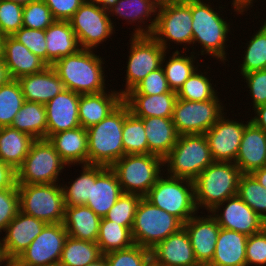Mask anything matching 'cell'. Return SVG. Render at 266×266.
<instances>
[{
	"label": "cell",
	"mask_w": 266,
	"mask_h": 266,
	"mask_svg": "<svg viewBox=\"0 0 266 266\" xmlns=\"http://www.w3.org/2000/svg\"><path fill=\"white\" fill-rule=\"evenodd\" d=\"M205 1L211 0H191L193 32V47L191 46L193 51L191 52L198 56L209 55L211 58H217L216 62L218 60L226 65L225 62L228 61L227 56H229L228 52L225 51L229 46L226 42H228L229 39L228 33L231 34L230 26L232 25L230 22L228 23L223 14L220 13H223L222 10L226 5L222 7L223 5L221 4V6L218 7L219 10L216 8L215 11V8L211 6L212 4L210 2L207 4ZM195 43L202 46H200V51L195 50Z\"/></svg>",
	"instance_id": "1"
},
{
	"label": "cell",
	"mask_w": 266,
	"mask_h": 266,
	"mask_svg": "<svg viewBox=\"0 0 266 266\" xmlns=\"http://www.w3.org/2000/svg\"><path fill=\"white\" fill-rule=\"evenodd\" d=\"M97 49H80L62 57L52 67L64 84L77 94H96L106 91L105 60L96 54Z\"/></svg>",
	"instance_id": "2"
},
{
	"label": "cell",
	"mask_w": 266,
	"mask_h": 266,
	"mask_svg": "<svg viewBox=\"0 0 266 266\" xmlns=\"http://www.w3.org/2000/svg\"><path fill=\"white\" fill-rule=\"evenodd\" d=\"M129 113V106L123 101L98 124L86 129L88 164L111 167L125 155L122 130Z\"/></svg>",
	"instance_id": "3"
},
{
	"label": "cell",
	"mask_w": 266,
	"mask_h": 266,
	"mask_svg": "<svg viewBox=\"0 0 266 266\" xmlns=\"http://www.w3.org/2000/svg\"><path fill=\"white\" fill-rule=\"evenodd\" d=\"M241 174L233 162L213 161L193 181L197 210L210 212L226 199L236 196Z\"/></svg>",
	"instance_id": "4"
},
{
	"label": "cell",
	"mask_w": 266,
	"mask_h": 266,
	"mask_svg": "<svg viewBox=\"0 0 266 266\" xmlns=\"http://www.w3.org/2000/svg\"><path fill=\"white\" fill-rule=\"evenodd\" d=\"M213 162L205 134L179 135L175 146L164 158L166 174L194 181Z\"/></svg>",
	"instance_id": "5"
},
{
	"label": "cell",
	"mask_w": 266,
	"mask_h": 266,
	"mask_svg": "<svg viewBox=\"0 0 266 266\" xmlns=\"http://www.w3.org/2000/svg\"><path fill=\"white\" fill-rule=\"evenodd\" d=\"M145 198L158 208L177 217L183 224L198 212L195 204L194 182L165 172Z\"/></svg>",
	"instance_id": "6"
},
{
	"label": "cell",
	"mask_w": 266,
	"mask_h": 266,
	"mask_svg": "<svg viewBox=\"0 0 266 266\" xmlns=\"http://www.w3.org/2000/svg\"><path fill=\"white\" fill-rule=\"evenodd\" d=\"M110 168L116 174L123 193L142 197L148 194L162 172H166L164 159L154 154L124 155Z\"/></svg>",
	"instance_id": "7"
},
{
	"label": "cell",
	"mask_w": 266,
	"mask_h": 266,
	"mask_svg": "<svg viewBox=\"0 0 266 266\" xmlns=\"http://www.w3.org/2000/svg\"><path fill=\"white\" fill-rule=\"evenodd\" d=\"M151 36L167 52L171 49L170 42L181 46L183 44L181 51L189 52L193 39L191 0H174L159 7Z\"/></svg>",
	"instance_id": "8"
},
{
	"label": "cell",
	"mask_w": 266,
	"mask_h": 266,
	"mask_svg": "<svg viewBox=\"0 0 266 266\" xmlns=\"http://www.w3.org/2000/svg\"><path fill=\"white\" fill-rule=\"evenodd\" d=\"M19 211L49 223H63L65 202L61 183L17 184Z\"/></svg>",
	"instance_id": "9"
},
{
	"label": "cell",
	"mask_w": 266,
	"mask_h": 266,
	"mask_svg": "<svg viewBox=\"0 0 266 266\" xmlns=\"http://www.w3.org/2000/svg\"><path fill=\"white\" fill-rule=\"evenodd\" d=\"M68 165L48 139H36L16 170L17 184L60 183V175Z\"/></svg>",
	"instance_id": "10"
},
{
	"label": "cell",
	"mask_w": 266,
	"mask_h": 266,
	"mask_svg": "<svg viewBox=\"0 0 266 266\" xmlns=\"http://www.w3.org/2000/svg\"><path fill=\"white\" fill-rule=\"evenodd\" d=\"M183 228V223L175 216L158 208L145 197L138 204L132 237L134 243L152 250L160 241Z\"/></svg>",
	"instance_id": "11"
},
{
	"label": "cell",
	"mask_w": 266,
	"mask_h": 266,
	"mask_svg": "<svg viewBox=\"0 0 266 266\" xmlns=\"http://www.w3.org/2000/svg\"><path fill=\"white\" fill-rule=\"evenodd\" d=\"M106 4L85 1L68 20L81 49L95 50L115 34L114 18ZM114 22V23H113ZM115 24V25H114Z\"/></svg>",
	"instance_id": "12"
},
{
	"label": "cell",
	"mask_w": 266,
	"mask_h": 266,
	"mask_svg": "<svg viewBox=\"0 0 266 266\" xmlns=\"http://www.w3.org/2000/svg\"><path fill=\"white\" fill-rule=\"evenodd\" d=\"M127 56L125 89H119L124 97L133 90L150 72L162 66L167 52L151 35L130 36Z\"/></svg>",
	"instance_id": "13"
},
{
	"label": "cell",
	"mask_w": 266,
	"mask_h": 266,
	"mask_svg": "<svg viewBox=\"0 0 266 266\" xmlns=\"http://www.w3.org/2000/svg\"><path fill=\"white\" fill-rule=\"evenodd\" d=\"M218 96L208 101L177 98L172 120L178 134H205L226 111V106Z\"/></svg>",
	"instance_id": "14"
},
{
	"label": "cell",
	"mask_w": 266,
	"mask_h": 266,
	"mask_svg": "<svg viewBox=\"0 0 266 266\" xmlns=\"http://www.w3.org/2000/svg\"><path fill=\"white\" fill-rule=\"evenodd\" d=\"M68 233L63 223L46 224L41 233L13 263V266L57 265Z\"/></svg>",
	"instance_id": "15"
},
{
	"label": "cell",
	"mask_w": 266,
	"mask_h": 266,
	"mask_svg": "<svg viewBox=\"0 0 266 266\" xmlns=\"http://www.w3.org/2000/svg\"><path fill=\"white\" fill-rule=\"evenodd\" d=\"M224 229L247 236L261 232L266 222L238 195L226 199L209 212Z\"/></svg>",
	"instance_id": "16"
},
{
	"label": "cell",
	"mask_w": 266,
	"mask_h": 266,
	"mask_svg": "<svg viewBox=\"0 0 266 266\" xmlns=\"http://www.w3.org/2000/svg\"><path fill=\"white\" fill-rule=\"evenodd\" d=\"M225 112L220 119L205 133L208 140L210 152L213 161L235 162L242 135L245 126L250 122V119L245 123L228 118ZM232 119V120H231Z\"/></svg>",
	"instance_id": "17"
},
{
	"label": "cell",
	"mask_w": 266,
	"mask_h": 266,
	"mask_svg": "<svg viewBox=\"0 0 266 266\" xmlns=\"http://www.w3.org/2000/svg\"><path fill=\"white\" fill-rule=\"evenodd\" d=\"M47 223L18 211L15 218L6 227L1 239L7 261L12 264L32 241L41 233Z\"/></svg>",
	"instance_id": "18"
},
{
	"label": "cell",
	"mask_w": 266,
	"mask_h": 266,
	"mask_svg": "<svg viewBox=\"0 0 266 266\" xmlns=\"http://www.w3.org/2000/svg\"><path fill=\"white\" fill-rule=\"evenodd\" d=\"M106 5L110 18L117 16L115 19L135 23L131 35H151L153 32L158 7L150 0H110Z\"/></svg>",
	"instance_id": "19"
},
{
	"label": "cell",
	"mask_w": 266,
	"mask_h": 266,
	"mask_svg": "<svg viewBox=\"0 0 266 266\" xmlns=\"http://www.w3.org/2000/svg\"><path fill=\"white\" fill-rule=\"evenodd\" d=\"M187 231L197 263H210L215 253L220 226L217 220L207 215H194L183 224Z\"/></svg>",
	"instance_id": "20"
},
{
	"label": "cell",
	"mask_w": 266,
	"mask_h": 266,
	"mask_svg": "<svg viewBox=\"0 0 266 266\" xmlns=\"http://www.w3.org/2000/svg\"><path fill=\"white\" fill-rule=\"evenodd\" d=\"M79 99L80 94L65 89L45 104L47 139L58 132L80 127Z\"/></svg>",
	"instance_id": "21"
},
{
	"label": "cell",
	"mask_w": 266,
	"mask_h": 266,
	"mask_svg": "<svg viewBox=\"0 0 266 266\" xmlns=\"http://www.w3.org/2000/svg\"><path fill=\"white\" fill-rule=\"evenodd\" d=\"M151 258L161 266H195L196 257L185 228L160 241L152 250Z\"/></svg>",
	"instance_id": "22"
},
{
	"label": "cell",
	"mask_w": 266,
	"mask_h": 266,
	"mask_svg": "<svg viewBox=\"0 0 266 266\" xmlns=\"http://www.w3.org/2000/svg\"><path fill=\"white\" fill-rule=\"evenodd\" d=\"M2 58L11 79L39 73L48 65L12 36H4Z\"/></svg>",
	"instance_id": "23"
},
{
	"label": "cell",
	"mask_w": 266,
	"mask_h": 266,
	"mask_svg": "<svg viewBox=\"0 0 266 266\" xmlns=\"http://www.w3.org/2000/svg\"><path fill=\"white\" fill-rule=\"evenodd\" d=\"M234 163L242 174H251L266 166V133L251 121L245 126Z\"/></svg>",
	"instance_id": "24"
},
{
	"label": "cell",
	"mask_w": 266,
	"mask_h": 266,
	"mask_svg": "<svg viewBox=\"0 0 266 266\" xmlns=\"http://www.w3.org/2000/svg\"><path fill=\"white\" fill-rule=\"evenodd\" d=\"M122 194L114 171L110 167L96 165V180L92 183L91 200H87L85 206L103 218Z\"/></svg>",
	"instance_id": "25"
},
{
	"label": "cell",
	"mask_w": 266,
	"mask_h": 266,
	"mask_svg": "<svg viewBox=\"0 0 266 266\" xmlns=\"http://www.w3.org/2000/svg\"><path fill=\"white\" fill-rule=\"evenodd\" d=\"M123 102V96L115 89L96 94H82L79 99V123L84 129L98 124Z\"/></svg>",
	"instance_id": "26"
},
{
	"label": "cell",
	"mask_w": 266,
	"mask_h": 266,
	"mask_svg": "<svg viewBox=\"0 0 266 266\" xmlns=\"http://www.w3.org/2000/svg\"><path fill=\"white\" fill-rule=\"evenodd\" d=\"M18 81L25 101L28 102L45 105L65 90L64 84L52 66H47L39 73L20 77Z\"/></svg>",
	"instance_id": "27"
},
{
	"label": "cell",
	"mask_w": 266,
	"mask_h": 266,
	"mask_svg": "<svg viewBox=\"0 0 266 266\" xmlns=\"http://www.w3.org/2000/svg\"><path fill=\"white\" fill-rule=\"evenodd\" d=\"M48 140L68 167L88 164L87 131L82 126L53 134Z\"/></svg>",
	"instance_id": "28"
},
{
	"label": "cell",
	"mask_w": 266,
	"mask_h": 266,
	"mask_svg": "<svg viewBox=\"0 0 266 266\" xmlns=\"http://www.w3.org/2000/svg\"><path fill=\"white\" fill-rule=\"evenodd\" d=\"M177 93L170 91L159 95L126 94L123 101L137 118H172Z\"/></svg>",
	"instance_id": "29"
},
{
	"label": "cell",
	"mask_w": 266,
	"mask_h": 266,
	"mask_svg": "<svg viewBox=\"0 0 266 266\" xmlns=\"http://www.w3.org/2000/svg\"><path fill=\"white\" fill-rule=\"evenodd\" d=\"M47 65L52 66L62 57L73 55L81 48L69 21L55 20L45 30Z\"/></svg>",
	"instance_id": "30"
},
{
	"label": "cell",
	"mask_w": 266,
	"mask_h": 266,
	"mask_svg": "<svg viewBox=\"0 0 266 266\" xmlns=\"http://www.w3.org/2000/svg\"><path fill=\"white\" fill-rule=\"evenodd\" d=\"M143 121L148 141V154L165 158L175 146L179 134L172 118L146 117Z\"/></svg>",
	"instance_id": "31"
},
{
	"label": "cell",
	"mask_w": 266,
	"mask_h": 266,
	"mask_svg": "<svg viewBox=\"0 0 266 266\" xmlns=\"http://www.w3.org/2000/svg\"><path fill=\"white\" fill-rule=\"evenodd\" d=\"M248 236L220 228L215 253L210 264L214 266H246Z\"/></svg>",
	"instance_id": "32"
},
{
	"label": "cell",
	"mask_w": 266,
	"mask_h": 266,
	"mask_svg": "<svg viewBox=\"0 0 266 266\" xmlns=\"http://www.w3.org/2000/svg\"><path fill=\"white\" fill-rule=\"evenodd\" d=\"M101 217L85 205L65 207L64 227L68 236L97 242Z\"/></svg>",
	"instance_id": "33"
},
{
	"label": "cell",
	"mask_w": 266,
	"mask_h": 266,
	"mask_svg": "<svg viewBox=\"0 0 266 266\" xmlns=\"http://www.w3.org/2000/svg\"><path fill=\"white\" fill-rule=\"evenodd\" d=\"M35 141L29 134L18 129L0 128V158L15 171L22 165Z\"/></svg>",
	"instance_id": "34"
},
{
	"label": "cell",
	"mask_w": 266,
	"mask_h": 266,
	"mask_svg": "<svg viewBox=\"0 0 266 266\" xmlns=\"http://www.w3.org/2000/svg\"><path fill=\"white\" fill-rule=\"evenodd\" d=\"M189 53L190 55H187V51L182 52L180 50L178 51L177 49L173 51L171 56L169 57H167L166 55L170 54V51L168 53L165 52L163 59H162V68L164 70L168 85L170 89L172 91H175L176 93L183 86L184 82L200 66L198 62L199 60L196 59L199 56L195 55L193 52H189Z\"/></svg>",
	"instance_id": "35"
},
{
	"label": "cell",
	"mask_w": 266,
	"mask_h": 266,
	"mask_svg": "<svg viewBox=\"0 0 266 266\" xmlns=\"http://www.w3.org/2000/svg\"><path fill=\"white\" fill-rule=\"evenodd\" d=\"M12 128L36 139H47V116L44 104L25 101L14 116Z\"/></svg>",
	"instance_id": "36"
},
{
	"label": "cell",
	"mask_w": 266,
	"mask_h": 266,
	"mask_svg": "<svg viewBox=\"0 0 266 266\" xmlns=\"http://www.w3.org/2000/svg\"><path fill=\"white\" fill-rule=\"evenodd\" d=\"M80 167V176L69 181V186L61 183L65 207L85 205L87 200H91L92 183L96 180V165L82 164Z\"/></svg>",
	"instance_id": "37"
},
{
	"label": "cell",
	"mask_w": 266,
	"mask_h": 266,
	"mask_svg": "<svg viewBox=\"0 0 266 266\" xmlns=\"http://www.w3.org/2000/svg\"><path fill=\"white\" fill-rule=\"evenodd\" d=\"M96 243L102 255L116 250L127 249L135 244L130 228L106 220L104 217L100 221Z\"/></svg>",
	"instance_id": "38"
},
{
	"label": "cell",
	"mask_w": 266,
	"mask_h": 266,
	"mask_svg": "<svg viewBox=\"0 0 266 266\" xmlns=\"http://www.w3.org/2000/svg\"><path fill=\"white\" fill-rule=\"evenodd\" d=\"M101 256L96 242L78 240L68 236L58 264L61 266H86Z\"/></svg>",
	"instance_id": "39"
},
{
	"label": "cell",
	"mask_w": 266,
	"mask_h": 266,
	"mask_svg": "<svg viewBox=\"0 0 266 266\" xmlns=\"http://www.w3.org/2000/svg\"><path fill=\"white\" fill-rule=\"evenodd\" d=\"M249 40L245 45L247 48L244 50V57H241L243 60L238 66L240 75H244L246 73L264 70L266 69V25L262 21V25L259 27V30H256L253 33Z\"/></svg>",
	"instance_id": "40"
},
{
	"label": "cell",
	"mask_w": 266,
	"mask_h": 266,
	"mask_svg": "<svg viewBox=\"0 0 266 266\" xmlns=\"http://www.w3.org/2000/svg\"><path fill=\"white\" fill-rule=\"evenodd\" d=\"M200 69L201 68H198L178 90V99L187 101H208L214 99L218 95V89L214 88V81L211 83L212 78H209L210 76L207 75L208 72L205 69V72H202Z\"/></svg>",
	"instance_id": "41"
},
{
	"label": "cell",
	"mask_w": 266,
	"mask_h": 266,
	"mask_svg": "<svg viewBox=\"0 0 266 266\" xmlns=\"http://www.w3.org/2000/svg\"><path fill=\"white\" fill-rule=\"evenodd\" d=\"M25 102L18 80L10 79L0 86V128L11 126L14 116Z\"/></svg>",
	"instance_id": "42"
},
{
	"label": "cell",
	"mask_w": 266,
	"mask_h": 266,
	"mask_svg": "<svg viewBox=\"0 0 266 266\" xmlns=\"http://www.w3.org/2000/svg\"><path fill=\"white\" fill-rule=\"evenodd\" d=\"M122 142L125 155L148 154V141L143 121L131 112L124 120Z\"/></svg>",
	"instance_id": "43"
},
{
	"label": "cell",
	"mask_w": 266,
	"mask_h": 266,
	"mask_svg": "<svg viewBox=\"0 0 266 266\" xmlns=\"http://www.w3.org/2000/svg\"><path fill=\"white\" fill-rule=\"evenodd\" d=\"M237 195L266 222V188L251 174H241Z\"/></svg>",
	"instance_id": "44"
},
{
	"label": "cell",
	"mask_w": 266,
	"mask_h": 266,
	"mask_svg": "<svg viewBox=\"0 0 266 266\" xmlns=\"http://www.w3.org/2000/svg\"><path fill=\"white\" fill-rule=\"evenodd\" d=\"M141 198L137 194L123 193L104 218L132 230Z\"/></svg>",
	"instance_id": "45"
},
{
	"label": "cell",
	"mask_w": 266,
	"mask_h": 266,
	"mask_svg": "<svg viewBox=\"0 0 266 266\" xmlns=\"http://www.w3.org/2000/svg\"><path fill=\"white\" fill-rule=\"evenodd\" d=\"M107 266H145L151 259V250L137 244L127 249L104 254Z\"/></svg>",
	"instance_id": "46"
},
{
	"label": "cell",
	"mask_w": 266,
	"mask_h": 266,
	"mask_svg": "<svg viewBox=\"0 0 266 266\" xmlns=\"http://www.w3.org/2000/svg\"><path fill=\"white\" fill-rule=\"evenodd\" d=\"M22 21L25 28L46 30L55 19L46 3L36 0L23 7Z\"/></svg>",
	"instance_id": "47"
},
{
	"label": "cell",
	"mask_w": 266,
	"mask_h": 266,
	"mask_svg": "<svg viewBox=\"0 0 266 266\" xmlns=\"http://www.w3.org/2000/svg\"><path fill=\"white\" fill-rule=\"evenodd\" d=\"M22 5L8 1L0 0V35L12 36L21 27H23Z\"/></svg>",
	"instance_id": "48"
},
{
	"label": "cell",
	"mask_w": 266,
	"mask_h": 266,
	"mask_svg": "<svg viewBox=\"0 0 266 266\" xmlns=\"http://www.w3.org/2000/svg\"><path fill=\"white\" fill-rule=\"evenodd\" d=\"M12 37L26 46L33 54L47 64L45 30L21 27Z\"/></svg>",
	"instance_id": "49"
},
{
	"label": "cell",
	"mask_w": 266,
	"mask_h": 266,
	"mask_svg": "<svg viewBox=\"0 0 266 266\" xmlns=\"http://www.w3.org/2000/svg\"><path fill=\"white\" fill-rule=\"evenodd\" d=\"M19 211L17 183L12 188L0 190V235Z\"/></svg>",
	"instance_id": "50"
},
{
	"label": "cell",
	"mask_w": 266,
	"mask_h": 266,
	"mask_svg": "<svg viewBox=\"0 0 266 266\" xmlns=\"http://www.w3.org/2000/svg\"><path fill=\"white\" fill-rule=\"evenodd\" d=\"M162 66L150 72L133 90L127 94L159 95L170 92Z\"/></svg>",
	"instance_id": "51"
},
{
	"label": "cell",
	"mask_w": 266,
	"mask_h": 266,
	"mask_svg": "<svg viewBox=\"0 0 266 266\" xmlns=\"http://www.w3.org/2000/svg\"><path fill=\"white\" fill-rule=\"evenodd\" d=\"M266 266V227L248 236L246 243V266Z\"/></svg>",
	"instance_id": "52"
},
{
	"label": "cell",
	"mask_w": 266,
	"mask_h": 266,
	"mask_svg": "<svg viewBox=\"0 0 266 266\" xmlns=\"http://www.w3.org/2000/svg\"><path fill=\"white\" fill-rule=\"evenodd\" d=\"M247 84V91H250L252 110L258 106L266 104V69L257 70L242 75Z\"/></svg>",
	"instance_id": "53"
},
{
	"label": "cell",
	"mask_w": 266,
	"mask_h": 266,
	"mask_svg": "<svg viewBox=\"0 0 266 266\" xmlns=\"http://www.w3.org/2000/svg\"><path fill=\"white\" fill-rule=\"evenodd\" d=\"M55 20L68 21L85 0H43Z\"/></svg>",
	"instance_id": "54"
},
{
	"label": "cell",
	"mask_w": 266,
	"mask_h": 266,
	"mask_svg": "<svg viewBox=\"0 0 266 266\" xmlns=\"http://www.w3.org/2000/svg\"><path fill=\"white\" fill-rule=\"evenodd\" d=\"M16 184V171L0 158V190L12 188Z\"/></svg>",
	"instance_id": "55"
},
{
	"label": "cell",
	"mask_w": 266,
	"mask_h": 266,
	"mask_svg": "<svg viewBox=\"0 0 266 266\" xmlns=\"http://www.w3.org/2000/svg\"><path fill=\"white\" fill-rule=\"evenodd\" d=\"M252 112H254V117L248 118H251L250 121L266 133V104L258 106Z\"/></svg>",
	"instance_id": "56"
},
{
	"label": "cell",
	"mask_w": 266,
	"mask_h": 266,
	"mask_svg": "<svg viewBox=\"0 0 266 266\" xmlns=\"http://www.w3.org/2000/svg\"><path fill=\"white\" fill-rule=\"evenodd\" d=\"M254 1L256 0H232L231 6L233 5V11L236 12L237 15L240 14L243 16V13H247V11L252 8L253 3H255Z\"/></svg>",
	"instance_id": "57"
},
{
	"label": "cell",
	"mask_w": 266,
	"mask_h": 266,
	"mask_svg": "<svg viewBox=\"0 0 266 266\" xmlns=\"http://www.w3.org/2000/svg\"><path fill=\"white\" fill-rule=\"evenodd\" d=\"M10 76L7 70V66L5 65V62L3 58H0V86L4 85L10 80Z\"/></svg>",
	"instance_id": "58"
},
{
	"label": "cell",
	"mask_w": 266,
	"mask_h": 266,
	"mask_svg": "<svg viewBox=\"0 0 266 266\" xmlns=\"http://www.w3.org/2000/svg\"><path fill=\"white\" fill-rule=\"evenodd\" d=\"M251 175L262 185L266 188V166L255 170L251 173Z\"/></svg>",
	"instance_id": "59"
},
{
	"label": "cell",
	"mask_w": 266,
	"mask_h": 266,
	"mask_svg": "<svg viewBox=\"0 0 266 266\" xmlns=\"http://www.w3.org/2000/svg\"><path fill=\"white\" fill-rule=\"evenodd\" d=\"M10 263L7 261V259L5 258L4 252H3V248H2V241H1V237H0V266H8Z\"/></svg>",
	"instance_id": "60"
},
{
	"label": "cell",
	"mask_w": 266,
	"mask_h": 266,
	"mask_svg": "<svg viewBox=\"0 0 266 266\" xmlns=\"http://www.w3.org/2000/svg\"><path fill=\"white\" fill-rule=\"evenodd\" d=\"M86 266H107V261L105 259V256L102 255L99 259H97L95 262L90 263Z\"/></svg>",
	"instance_id": "61"
},
{
	"label": "cell",
	"mask_w": 266,
	"mask_h": 266,
	"mask_svg": "<svg viewBox=\"0 0 266 266\" xmlns=\"http://www.w3.org/2000/svg\"><path fill=\"white\" fill-rule=\"evenodd\" d=\"M150 1L159 8V7L167 5L170 2H173L174 0H150Z\"/></svg>",
	"instance_id": "62"
},
{
	"label": "cell",
	"mask_w": 266,
	"mask_h": 266,
	"mask_svg": "<svg viewBox=\"0 0 266 266\" xmlns=\"http://www.w3.org/2000/svg\"><path fill=\"white\" fill-rule=\"evenodd\" d=\"M8 1H12L15 3H18L22 6L28 5L30 2L36 1V0H8Z\"/></svg>",
	"instance_id": "63"
},
{
	"label": "cell",
	"mask_w": 266,
	"mask_h": 266,
	"mask_svg": "<svg viewBox=\"0 0 266 266\" xmlns=\"http://www.w3.org/2000/svg\"><path fill=\"white\" fill-rule=\"evenodd\" d=\"M145 266H161L160 264L156 263L152 258L145 264Z\"/></svg>",
	"instance_id": "64"
},
{
	"label": "cell",
	"mask_w": 266,
	"mask_h": 266,
	"mask_svg": "<svg viewBox=\"0 0 266 266\" xmlns=\"http://www.w3.org/2000/svg\"><path fill=\"white\" fill-rule=\"evenodd\" d=\"M88 2H98V3H102V4H107L110 0H85Z\"/></svg>",
	"instance_id": "65"
},
{
	"label": "cell",
	"mask_w": 266,
	"mask_h": 266,
	"mask_svg": "<svg viewBox=\"0 0 266 266\" xmlns=\"http://www.w3.org/2000/svg\"><path fill=\"white\" fill-rule=\"evenodd\" d=\"M2 41L3 37L0 35V58L2 57Z\"/></svg>",
	"instance_id": "66"
},
{
	"label": "cell",
	"mask_w": 266,
	"mask_h": 266,
	"mask_svg": "<svg viewBox=\"0 0 266 266\" xmlns=\"http://www.w3.org/2000/svg\"><path fill=\"white\" fill-rule=\"evenodd\" d=\"M195 266H214L210 263H197Z\"/></svg>",
	"instance_id": "67"
}]
</instances>
